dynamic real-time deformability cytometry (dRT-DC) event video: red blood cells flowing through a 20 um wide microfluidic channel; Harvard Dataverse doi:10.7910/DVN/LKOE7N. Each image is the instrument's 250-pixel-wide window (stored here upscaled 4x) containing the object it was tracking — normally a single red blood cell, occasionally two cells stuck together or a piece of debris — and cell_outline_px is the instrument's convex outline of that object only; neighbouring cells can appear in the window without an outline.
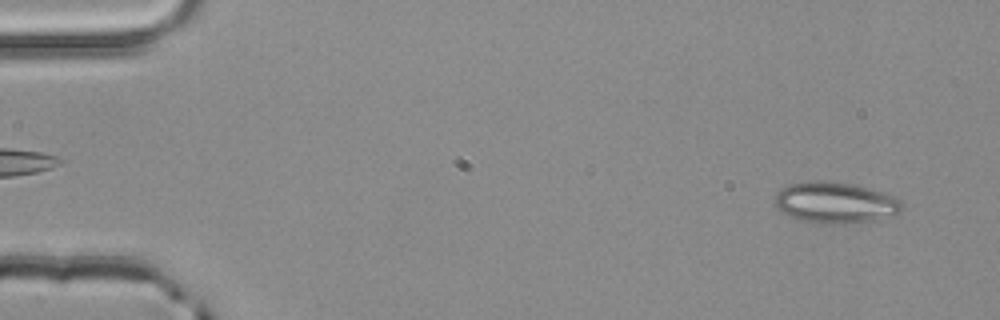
{"species": "common noctule bat (a hibernating species)", "species_latin": "Nyctalus noctula", "temperature_condition": "room temperature", "stored_images_in_passage": 3, "camera_frame_rate_fps": 3000, "um_per_image_px": 0.085, "animal": {"sex": "male", "body_mass_g": 20.4}, "frame": {"image": 1, "passage_image": 1, "time_ms": 0.0, "image_size_px": [1000, 320], "cell_outline_px": [[904, 204], [900, 212], [872, 220], [856, 224], [816, 224], [800, 220], [788, 216], [780, 212], [776, 208], [776, 196], [780, 188], [788, 184], [812, 180], [824, 180], [852, 184], [884, 192], [896, 196]], "centroid_in_image_um": [70.97, 17.23], "position_along_channel_um": 14.0, "area_um2": 30.98}}